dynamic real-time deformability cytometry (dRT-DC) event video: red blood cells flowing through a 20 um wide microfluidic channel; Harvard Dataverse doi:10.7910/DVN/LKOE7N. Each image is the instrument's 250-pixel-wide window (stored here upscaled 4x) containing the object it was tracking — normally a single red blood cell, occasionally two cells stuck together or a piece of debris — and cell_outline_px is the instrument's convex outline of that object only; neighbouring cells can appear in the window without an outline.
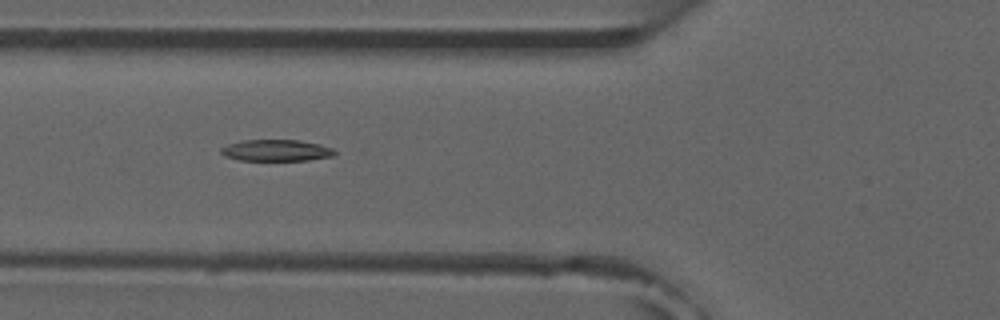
{"species": "common noctule bat (a hibernating species)", "species_latin": "Nyctalus noctula", "temperature_condition": "room temperature", "stored_images_in_passage": 7, "camera_frame_rate_fps": 3000, "um_per_image_px": 0.085, "animal": {"sex": "male", "forearm_length_mm": 52.5}, "frame": {"image": 1, "passage_image": 5, "time_ms": 4.667, "image_size_px": [1000, 320], "cell_outline_px": [[336, 152], [332, 156], [308, 160], [240, 160], [224, 156], [220, 152], [220, 148], [228, 144], [240, 140], [300, 140], [320, 144], [332, 148]], "centroid_in_image_um": [23.45, 12.77], "position_along_channel_um": 102.3, "area_um2": 14.22}}
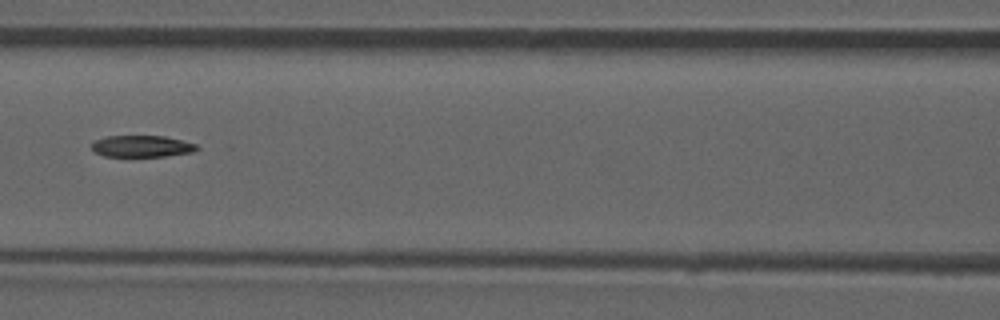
{"frame": {"image": 2, "passage_image": 6, "time_ms": 6.0, "image_size_px": [1000, 320], "cell_outline_px": [[200, 148], [192, 152], [164, 156], [104, 156], [96, 152], [92, 148], [92, 144], [96, 140], [108, 136], [164, 136], [196, 144]], "centroid_in_image_um": [12.07, 12.43], "position_along_channel_um": 154.5, "area_um2": 13.01}}